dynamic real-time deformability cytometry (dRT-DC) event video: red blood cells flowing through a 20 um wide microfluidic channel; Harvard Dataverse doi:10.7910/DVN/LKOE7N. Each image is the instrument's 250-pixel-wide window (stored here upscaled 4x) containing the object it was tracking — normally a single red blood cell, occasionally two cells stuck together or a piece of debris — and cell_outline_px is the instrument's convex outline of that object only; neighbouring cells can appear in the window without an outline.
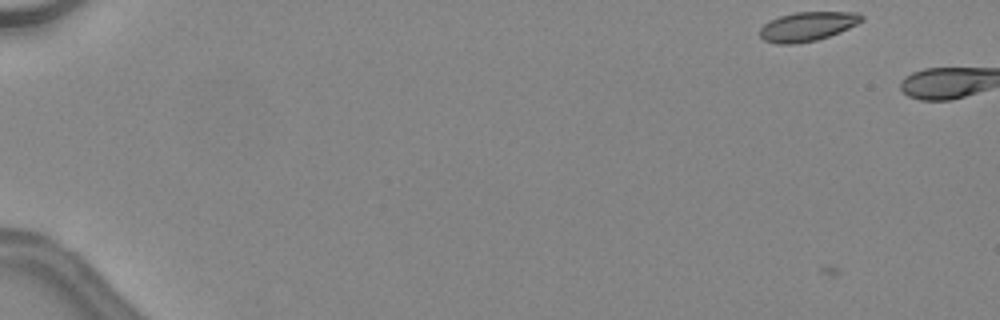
{"species": "common noctule bat (a hibernating species)", "species_latin": "Nyctalus noctula", "temperature_condition": "warm", "stored_images_in_passage": 19, "camera_frame_rate_fps": 3000, "um_per_image_px": 0.085, "animal": {"sex": "female", "body_mass_g": 24.6, "forearm_length_mm": 56.2}, "frame": {"image": 1, "passage_image": 1, "time_ms": 0.0, "image_size_px": [1000, 320], "cell_outline_px": [[864, 20], [840, 32], [816, 40], [792, 44], [776, 44], [764, 40], [760, 36], [760, 28], [764, 24], [780, 16], [796, 12], [856, 12], [864, 16]], "centroid_in_image_um": [68.64, 2.24], "position_along_channel_um": 16.4, "area_um2": 17.17}}